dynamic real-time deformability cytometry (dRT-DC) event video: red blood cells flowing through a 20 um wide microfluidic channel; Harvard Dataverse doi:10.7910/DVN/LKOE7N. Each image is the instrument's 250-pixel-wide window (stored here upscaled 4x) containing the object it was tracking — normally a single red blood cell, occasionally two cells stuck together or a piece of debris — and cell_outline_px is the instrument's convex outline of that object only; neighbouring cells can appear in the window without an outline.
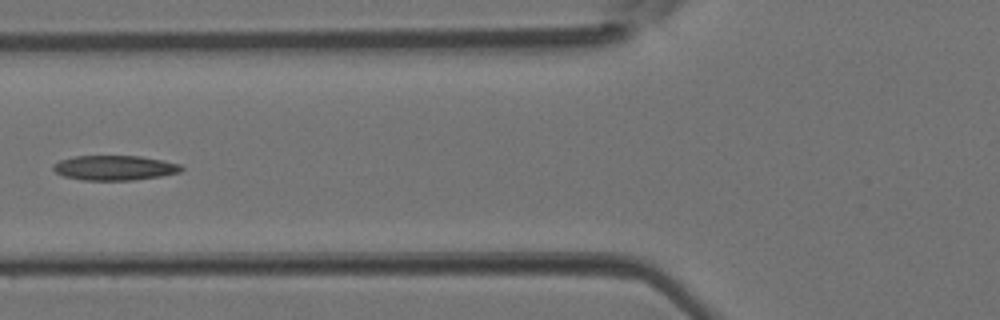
{"species": "Egyptian fruit bat (a non-hibernating species)", "species_latin": "Rousettus aegyptiacus", "temperature_condition": "room temperature", "stored_images_in_passage": 2, "camera_frame_rate_fps": 3000, "um_per_image_px": 0.085, "animal": {"sex": "female"}, "frame": {"image": 1, "passage_image": 2, "time_ms": 0.333, "image_size_px": [1000, 320], "cell_outline_px": [[184, 168], [180, 172], [160, 176], [136, 180], [84, 180], [64, 176], [56, 172], [52, 168], [52, 164], [60, 160], [72, 156], [140, 156], [164, 160], [180, 164]], "centroid_in_image_um": [9.74, 14.26], "position_along_channel_um": 116.1, "area_um2": 18.61}}